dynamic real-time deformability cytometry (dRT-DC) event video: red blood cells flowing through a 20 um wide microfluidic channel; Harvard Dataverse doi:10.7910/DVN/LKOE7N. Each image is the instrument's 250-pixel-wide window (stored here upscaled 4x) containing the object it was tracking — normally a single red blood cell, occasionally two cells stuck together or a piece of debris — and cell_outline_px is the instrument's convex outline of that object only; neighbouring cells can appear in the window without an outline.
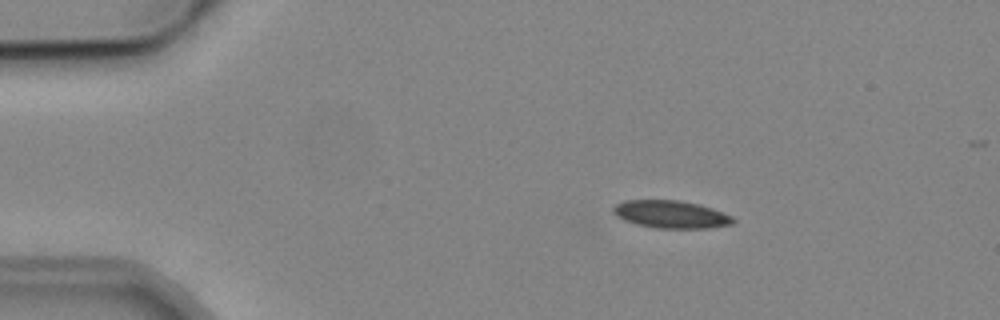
{"species": "common noctule bat (a hibernating species)", "species_latin": "Nyctalus noctula", "temperature_condition": "cold", "stored_images_in_passage": 2, "camera_frame_rate_fps": 3000, "um_per_image_px": 0.085, "animal": {"sex": "male", "body_mass_g": 19.2, "forearm_length_mm": 51.8}, "frame": {"image": 1, "passage_image": 1, "time_ms": 0.0, "image_size_px": [1000, 320], "cell_outline_px": [[736, 220], [732, 224], [712, 228], [656, 228], [636, 224], [624, 220], [616, 216], [612, 212], [612, 208], [616, 204], [624, 200], [676, 200], [696, 204], [712, 208], [732, 216]], "centroid_in_image_um": [57.01, 18.22], "position_along_channel_um": 28.0, "area_um2": 19.31}}